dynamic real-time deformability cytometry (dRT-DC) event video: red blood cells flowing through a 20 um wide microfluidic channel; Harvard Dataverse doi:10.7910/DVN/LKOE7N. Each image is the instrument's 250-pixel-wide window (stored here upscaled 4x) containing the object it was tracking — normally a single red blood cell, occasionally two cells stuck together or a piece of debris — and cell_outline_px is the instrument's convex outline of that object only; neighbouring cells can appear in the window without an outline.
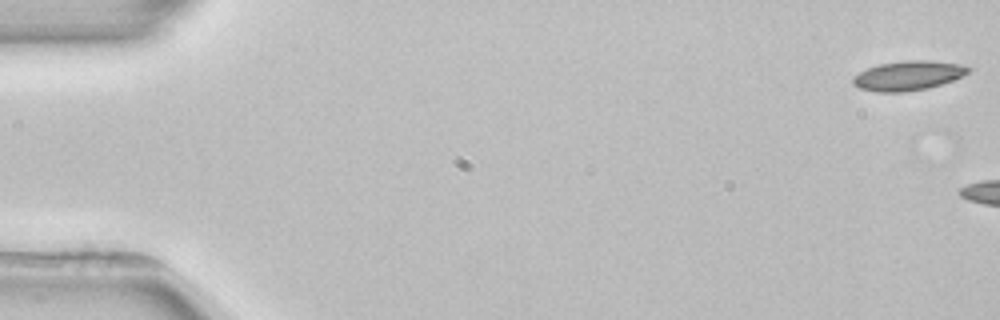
{"species": "common noctule bat (a hibernating species)", "species_latin": "Nyctalus noctula", "temperature_condition": "room temperature", "stored_images_in_passage": 3, "camera_frame_rate_fps": 3000, "um_per_image_px": 0.085, "animal": {"sex": "female", "body_mass_g": 22.7, "forearm_length_mm": 54.2}, "frame": {"image": 1, "passage_image": 1, "time_ms": 0.0, "image_size_px": [1000, 320], "cell_outline_px": [[972, 68], [968, 72], [952, 80], [928, 88], [904, 92], [876, 92], [860, 88], [852, 84], [852, 76], [868, 68], [880, 64], [908, 60], [924, 60], [960, 64]], "centroid_in_image_um": [77.15, 6.43], "position_along_channel_um": 7.9, "area_um2": 19.59}}